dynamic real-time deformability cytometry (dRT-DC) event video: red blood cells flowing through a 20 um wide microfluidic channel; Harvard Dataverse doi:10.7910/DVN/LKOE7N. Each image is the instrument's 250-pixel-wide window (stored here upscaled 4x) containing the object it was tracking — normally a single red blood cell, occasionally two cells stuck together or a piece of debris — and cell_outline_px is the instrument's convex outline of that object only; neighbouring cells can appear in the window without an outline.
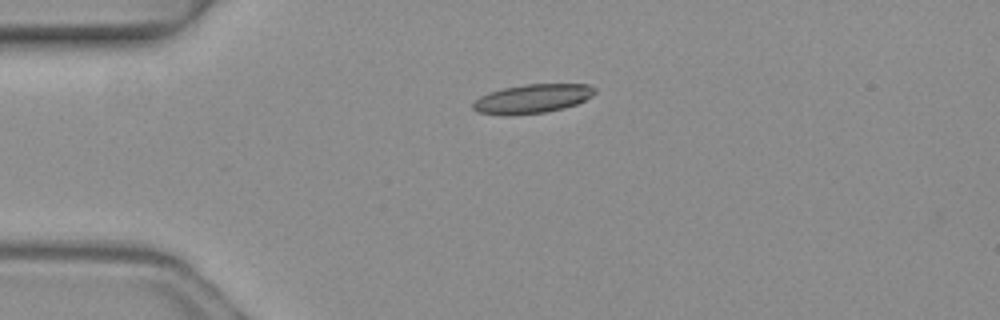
{"species": "common noctule bat (a hibernating species)", "species_latin": "Nyctalus noctula", "temperature_condition": "warm", "stored_images_in_passage": 5, "camera_frame_rate_fps": 3000, "um_per_image_px": 0.085, "animal": {"sex": "female", "body_mass_g": 19.3, "forearm_length_mm": 54.1}, "frame": {"image": 1, "passage_image": 5, "time_ms": 1.333, "image_size_px": [1000, 320], "cell_outline_px": [[596, 92], [592, 96], [576, 104], [564, 108], [544, 112], [476, 112], [472, 108], [472, 104], [480, 96], [488, 92], [504, 88], [524, 84], [588, 84], [596, 88]], "centroid_in_image_um": [45.33, 8.33], "position_along_channel_um": 39.7, "area_um2": 19.71}}